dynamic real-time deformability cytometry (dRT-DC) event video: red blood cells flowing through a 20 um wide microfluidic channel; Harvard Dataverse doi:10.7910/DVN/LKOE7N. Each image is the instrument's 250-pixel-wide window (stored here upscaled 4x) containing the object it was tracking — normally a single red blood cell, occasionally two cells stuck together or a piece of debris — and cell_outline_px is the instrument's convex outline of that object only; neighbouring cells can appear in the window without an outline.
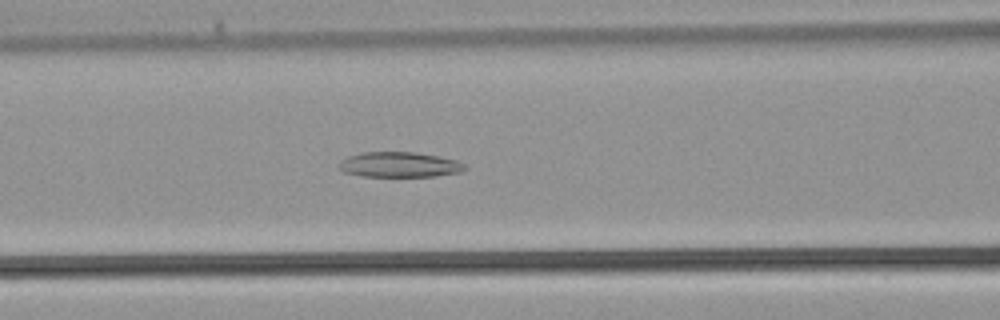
{"species": "common noctule bat (a hibernating species)", "species_latin": "Nyctalus noctula", "temperature_condition": "warm", "stored_images_in_passage": 29, "camera_frame_rate_fps": 3000, "um_per_image_px": 0.085, "animal": {"sex": "male", "body_mass_g": 21.5, "forearm_length_mm": 52.0}, "frame": {"image": 1, "passage_image": 6, "time_ms": 1.667, "image_size_px": [1000, 320], "cell_outline_px": [[468, 168], [460, 172], [436, 176], [360, 176], [344, 172], [340, 168], [340, 164], [348, 156], [364, 152], [412, 152], [436, 156], [456, 160], [464, 164]], "centroid_in_image_um": [33.98, 14.0], "position_along_channel_um": 132.6, "area_um2": 18.21}}
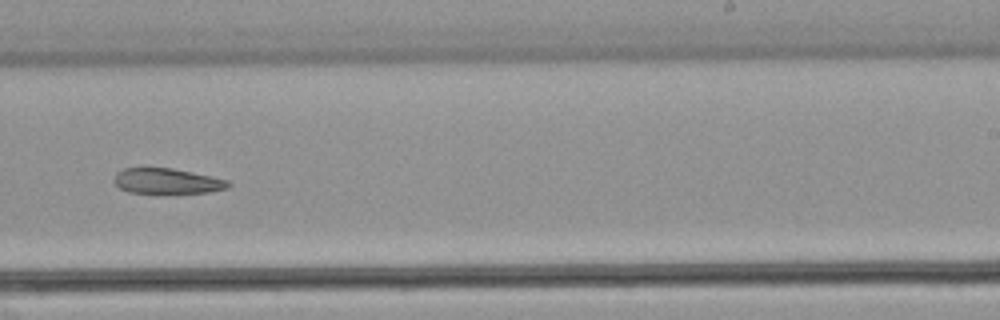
{"frame": {"image": 2, "passage_image": 14, "time_ms": 4.333, "image_size_px": [1000, 320], "cell_outline_px": [[232, 184], [228, 188], [208, 192], [128, 192], [120, 188], [112, 180], [116, 172], [124, 168], [172, 168], [212, 176], [228, 180]], "centroid_in_image_um": [14.2, 15.37], "position_along_channel_um": 274.8, "area_um2": 16.7}}
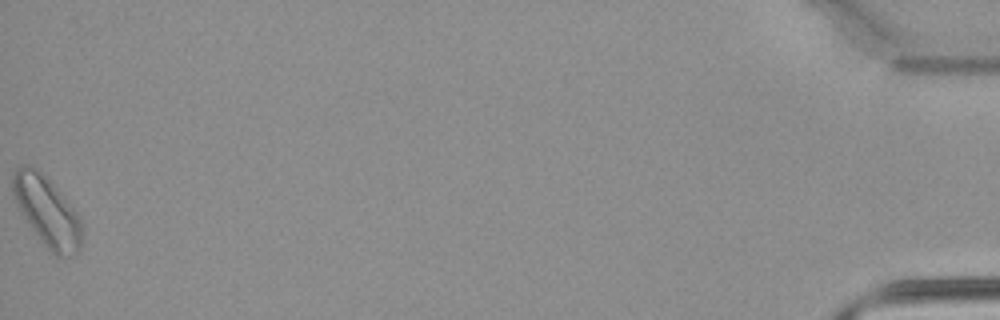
{"frame": {"image": 3, "passage_image": 29, "time_ms": 9.333, "image_size_px": [1000, 320], "cell_outline_px": [[80, 248], [76, 256], [56, 256], [48, 248], [32, 228], [24, 216], [12, 192], [12, 176], [16, 168], [24, 164], [28, 164], [40, 172], [56, 188], [76, 212], [80, 220]], "centroid_in_image_um": [3.99, 17.96], "position_along_channel_um": 431.2, "area_um2": 27.05}}